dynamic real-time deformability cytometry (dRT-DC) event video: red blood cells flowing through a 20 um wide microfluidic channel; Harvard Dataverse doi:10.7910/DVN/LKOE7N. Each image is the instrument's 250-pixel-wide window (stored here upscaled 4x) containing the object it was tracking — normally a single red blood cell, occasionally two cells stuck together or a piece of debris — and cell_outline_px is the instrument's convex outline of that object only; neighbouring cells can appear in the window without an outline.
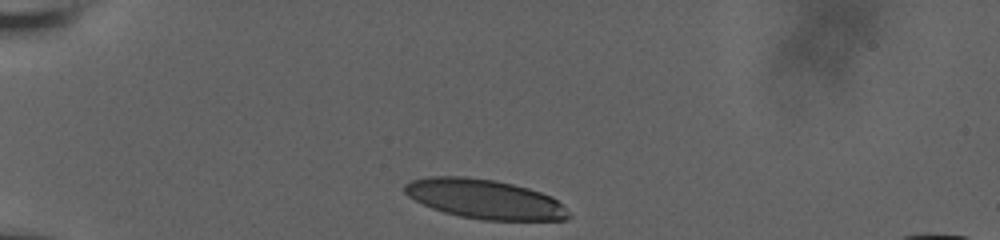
{"species": "human", "species_latin": "Homo sapiens", "temperature_condition": "room temperature", "stored_images_in_passage": 34, "camera_frame_rate_fps": 3000, "um_per_image_px": 0.085, "donor": {"sex": "male"}, "frame": {"image": 1, "passage_image": 1, "time_ms": 0.0, "image_size_px": [1000, 240], "cell_outline_px": [[572, 216], [564, 220], [484, 220], [460, 216], [444, 212], [432, 208], [408, 196], [404, 192], [404, 184], [412, 180], [428, 176], [464, 176], [496, 180], [528, 188], [552, 196]], "centroid_in_image_um": [41.18, 16.91], "position_along_channel_um": 43.8, "area_um2": 37.51}}
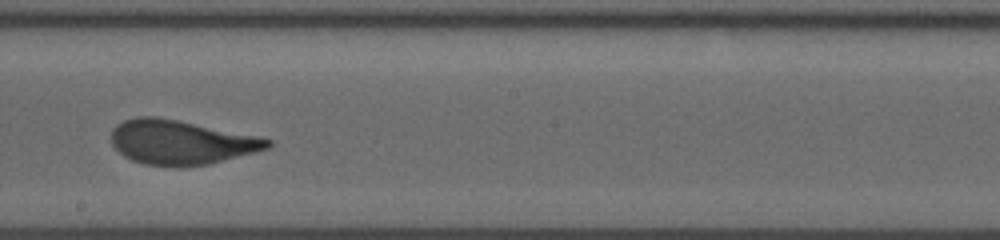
{"frame": {"image": 2, "passage_image": 20, "time_ms": 6.333, "image_size_px": [1000, 240], "cell_outline_px": [[272, 144], [268, 148], [256, 152], [208, 164], [180, 168], [176, 168], [144, 164], [132, 160], [124, 156], [112, 144], [112, 128], [116, 124], [124, 120], [136, 116], [156, 116], [256, 136], [272, 140]], "centroid_in_image_um": [15.34, 12.11], "position_along_channel_um": 232.9, "area_um2": 40.34}}
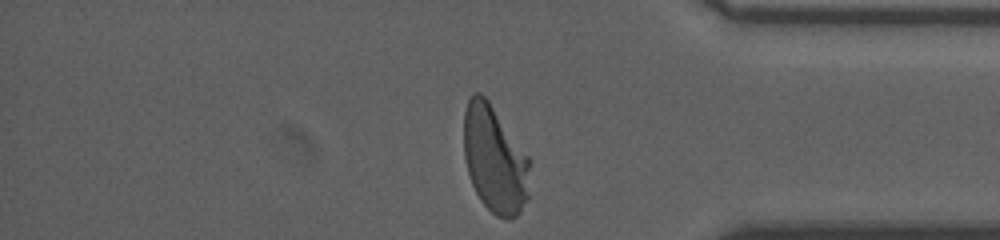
{"frame": {"image": 3, "passage_image": 34, "time_ms": 11.0, "image_size_px": [1000, 240], "cell_outline_px": [[532, 160], [528, 196], [520, 212], [516, 216], [508, 220], [496, 216], [480, 200], [472, 184], [468, 172], [464, 156], [464, 112], [468, 100], [472, 92], [480, 92], [488, 100]], "centroid_in_image_um": [42.07, 13.55], "position_along_channel_um": 393.1, "area_um2": 41.62}, "authors_computed_cell_mechanics": {"area_um2": 39.9687, "velocity_mm_per_s": 3.7242, "shape_relaxation_time_tau1_ms": 4.1559, "shape_relaxation_time_tau2_ms": null, "deformation_change_tau1": 0.1787, "deformation_change_tau2": null}}